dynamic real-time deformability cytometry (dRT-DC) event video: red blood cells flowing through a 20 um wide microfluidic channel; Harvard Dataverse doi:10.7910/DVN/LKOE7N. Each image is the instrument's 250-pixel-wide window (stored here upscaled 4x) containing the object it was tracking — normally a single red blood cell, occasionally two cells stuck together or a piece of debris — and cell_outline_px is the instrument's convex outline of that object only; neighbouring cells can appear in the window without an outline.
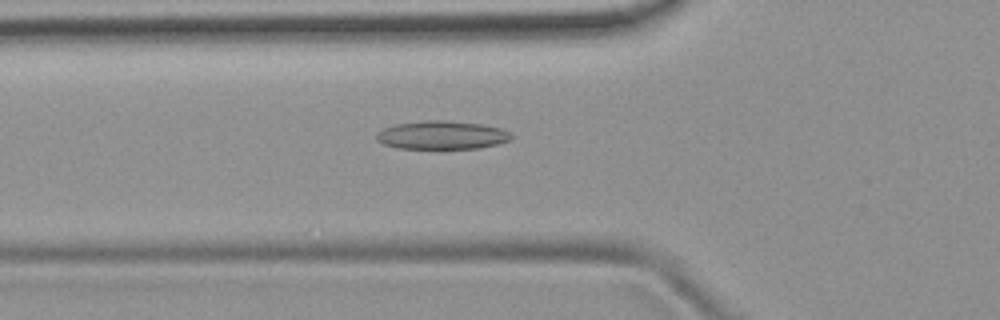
{"species": "common noctule bat (a hibernating species)", "species_latin": "Nyctalus noctula", "temperature_condition": "room temperature", "stored_images_in_passage": 41, "camera_frame_rate_fps": 3000, "um_per_image_px": 0.085, "animal": {"sex": "female", "body_mass_g": 19.9}, "frame": {"image": 1, "passage_image": 8, "time_ms": 2.333, "image_size_px": [1000, 320], "cell_outline_px": [[512, 136], [508, 140], [496, 144], [480, 148], [396, 148], [384, 144], [376, 140], [376, 132], [384, 128], [396, 124], [424, 120], [444, 120], [480, 124], [500, 128], [508, 132]], "centroid_in_image_um": [37.5, 11.48], "position_along_channel_um": 88.3, "area_um2": 22.08}}
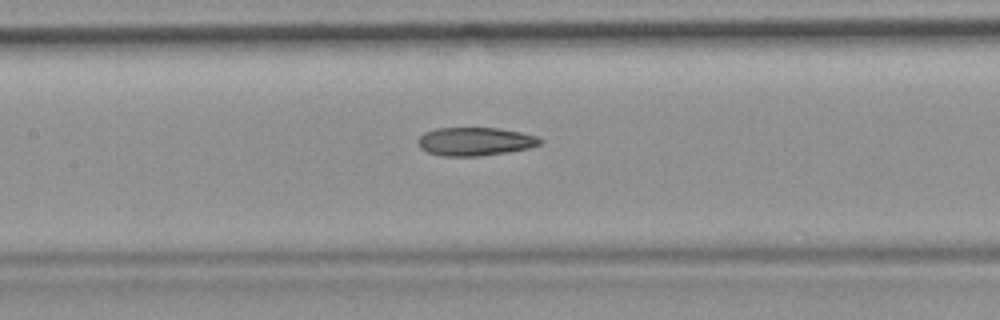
{"frame": {"image": 2, "passage_image": 14, "time_ms": 4.333, "image_size_px": [1000, 320], "cell_outline_px": [[544, 140], [540, 144], [528, 148], [508, 152], [476, 156], [444, 156], [428, 152], [420, 148], [416, 140], [424, 132], [436, 128], [500, 128], [520, 132], [536, 136]], "centroid_in_image_um": [40.36, 12.02], "position_along_channel_um": 167.0, "area_um2": 20.17}}
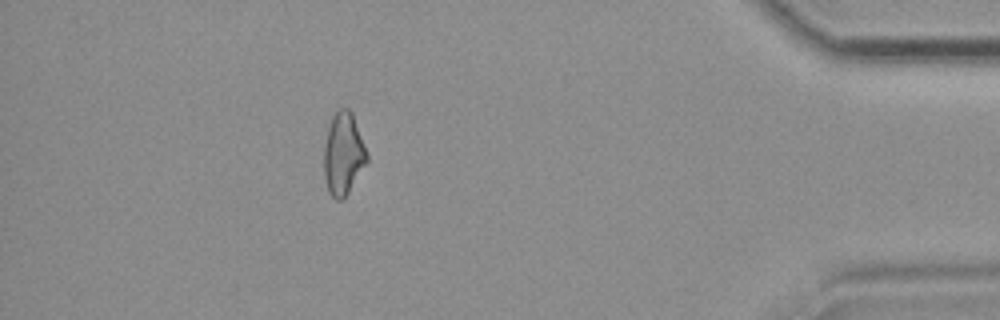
{"frame": {"image": 3, "passage_image": 36, "time_ms": 11.667, "image_size_px": [1000, 320], "cell_outline_px": [[368, 160], [348, 192], [340, 200], [336, 200], [328, 192], [324, 176], [324, 144], [328, 128], [332, 116], [340, 108], [348, 108], [352, 112], [368, 156]], "centroid_in_image_um": [29.16, 13.07], "position_along_channel_um": 406.0, "area_um2": 20.35}, "authors_computed_cell_mechanics": {"area_um2": 20.4612, "velocity_mm_per_s": 3.9165, "shape_relaxation_time_tau1_ms": null, "shape_relaxation_time_tau2_ms": 5.8837, "deformation_change_tau1": null, "deformation_change_tau2": 0.1704}}